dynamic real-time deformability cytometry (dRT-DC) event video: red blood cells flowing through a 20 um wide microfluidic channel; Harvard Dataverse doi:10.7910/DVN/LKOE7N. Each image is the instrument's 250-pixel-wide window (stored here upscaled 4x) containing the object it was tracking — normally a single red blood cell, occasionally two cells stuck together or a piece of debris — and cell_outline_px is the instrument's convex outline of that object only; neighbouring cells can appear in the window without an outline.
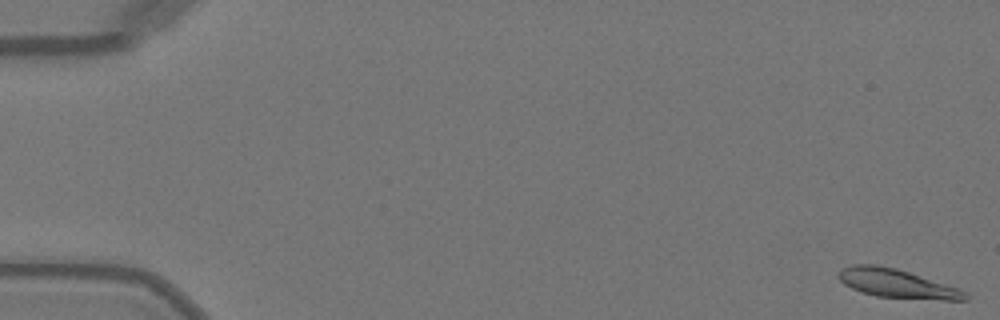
{"species": "Egyptian fruit bat (a non-hibernating species)", "species_latin": "Rousettus aegyptiacus", "temperature_condition": "warm", "stored_images_in_passage": 51, "camera_frame_rate_fps": 3000, "um_per_image_px": 0.085, "animal": {"sex": "female"}, "frame": {"image": 1, "passage_image": 1, "time_ms": 0.0, "image_size_px": [1000, 320], "cell_outline_px": [[968, 300], [940, 300], [876, 296], [852, 288], [844, 284], [836, 276], [840, 268], [852, 264], [876, 264], [896, 268], [960, 288], [968, 296]], "centroid_in_image_um": [76.21, 24.08], "position_along_channel_um": 8.8, "area_um2": 21.27}}
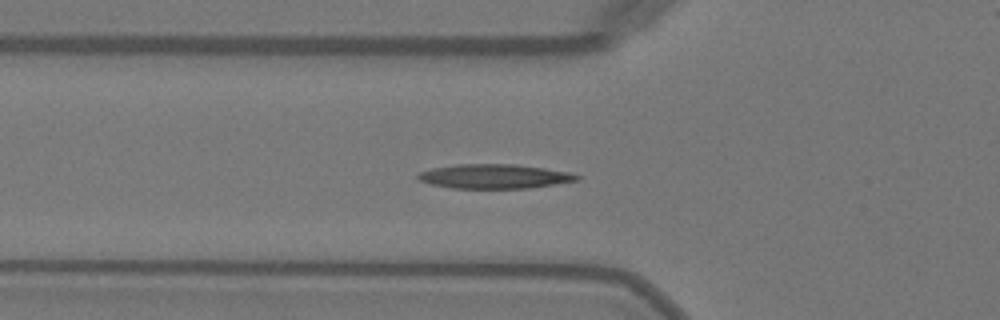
{"frame": {"image": 2, "passage_image": 18, "time_ms": 5.667, "image_size_px": [1000, 320], "cell_outline_px": [[580, 180], [556, 184], [528, 188], [452, 188], [432, 184], [420, 180], [416, 176], [420, 172], [432, 168], [456, 164], [516, 164], [572, 172], [580, 176]], "centroid_in_image_um": [42.07, 14.98], "position_along_channel_um": 83.7, "area_um2": 22.54}}
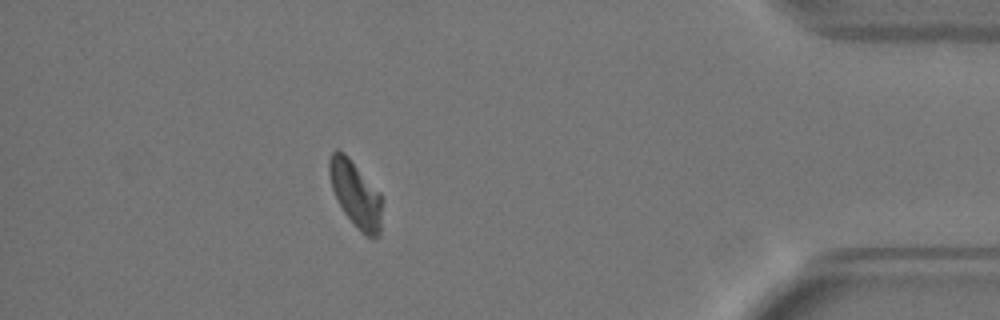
{"frame": {"image": 3, "passage_image": 45, "time_ms": 14.667, "image_size_px": [1000, 320], "cell_outline_px": [[380, 236], [364, 236], [360, 232], [344, 212], [336, 200], [332, 188], [328, 172], [328, 160], [332, 152], [336, 148], [344, 152], [348, 156], [380, 192]], "centroid_in_image_um": [30.18, 16.46], "position_along_channel_um": 405.0, "area_um2": 20.23}, "authors_computed_cell_mechanics": {"area_um2": 21.386, "velocity_mm_per_s": 4.0487, "shape_relaxation_time_tau1_ms": 5.3426, "shape_relaxation_time_tau2_ms": null, "deformation_change_tau1": 0.1638, "deformation_change_tau2": null}}